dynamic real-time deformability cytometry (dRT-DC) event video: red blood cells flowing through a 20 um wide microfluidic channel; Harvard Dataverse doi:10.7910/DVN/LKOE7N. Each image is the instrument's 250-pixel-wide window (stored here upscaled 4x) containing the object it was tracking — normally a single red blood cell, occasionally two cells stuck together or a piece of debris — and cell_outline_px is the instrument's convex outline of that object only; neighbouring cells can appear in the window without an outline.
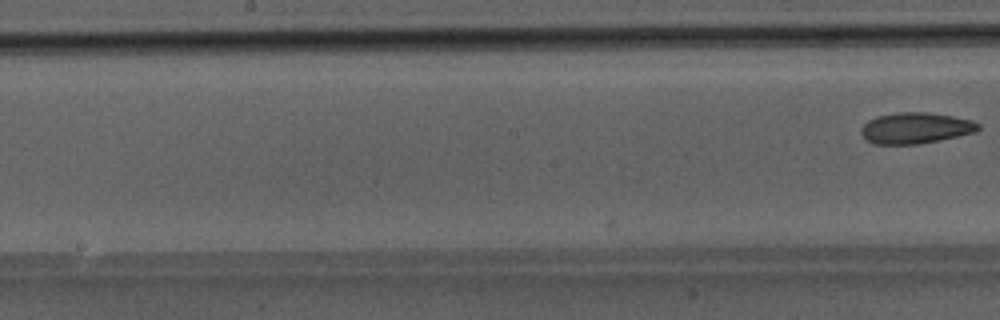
{"species": "Egyptian fruit bat (a non-hibernating species)", "species_latin": "Rousettus aegyptiacus", "temperature_condition": "room temperature", "stored_images_in_passage": 19, "camera_frame_rate_fps": 3000, "um_per_image_px": 0.085, "animal": {"sex": "male"}, "frame": {"image": 1, "passage_image": 19, "time_ms": 6.0, "image_size_px": [1000, 320], "cell_outline_px": [[980, 128], [976, 132], [916, 144], [872, 144], [860, 132], [860, 128], [868, 120], [876, 116], [896, 112], [928, 112], [952, 116], [972, 120], [980, 124]], "centroid_in_image_um": [77.8, 10.87], "position_along_channel_um": 170.4, "area_um2": 21.1}}